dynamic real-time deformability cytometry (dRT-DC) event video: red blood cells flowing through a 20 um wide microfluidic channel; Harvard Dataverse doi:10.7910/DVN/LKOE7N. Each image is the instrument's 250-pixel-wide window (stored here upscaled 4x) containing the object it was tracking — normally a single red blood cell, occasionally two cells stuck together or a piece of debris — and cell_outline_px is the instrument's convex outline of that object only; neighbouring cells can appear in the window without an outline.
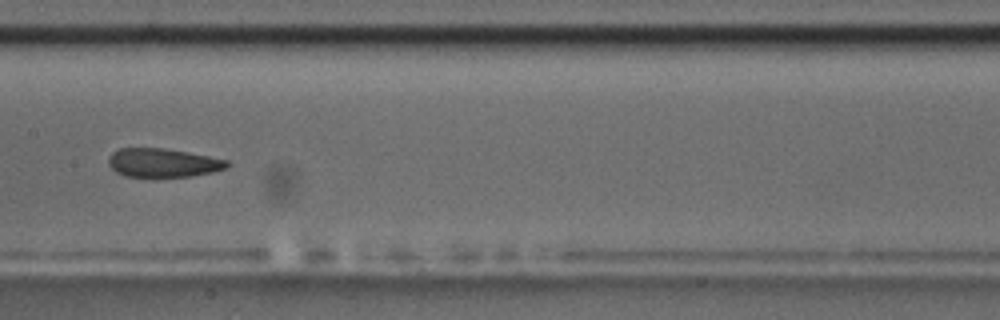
{"species": "common noctule bat (a hibernating species)", "species_latin": "Nyctalus noctula", "temperature_condition": "room temperature", "stored_images_in_passage": 40, "camera_frame_rate_fps": 3000, "um_per_image_px": 0.085, "animal": {"sex": "male", "body_mass_g": 17.5, "forearm_length_mm": 52.3}, "frame": {"image": 1, "passage_image": 18, "time_ms": 5.667, "image_size_px": [1000, 320], "cell_outline_px": [[228, 168], [212, 172], [192, 176], [124, 176], [116, 172], [108, 164], [108, 156], [112, 152], [120, 148], [164, 148], [188, 152], [228, 160]], "centroid_in_image_um": [13.83, 13.83], "position_along_channel_um": 193.6, "area_um2": 19.77}, "authors_computed_cell_mechanics": {"area_um2": 21.3571, "velocity_mm_per_s": 3.7347, "shape_relaxation_time_tau1_ms": 7.5907, "shape_relaxation_time_tau2_ms": 1.9619, "deformation_change_tau1": 0.147, "deformation_change_tau2": 0.083}}